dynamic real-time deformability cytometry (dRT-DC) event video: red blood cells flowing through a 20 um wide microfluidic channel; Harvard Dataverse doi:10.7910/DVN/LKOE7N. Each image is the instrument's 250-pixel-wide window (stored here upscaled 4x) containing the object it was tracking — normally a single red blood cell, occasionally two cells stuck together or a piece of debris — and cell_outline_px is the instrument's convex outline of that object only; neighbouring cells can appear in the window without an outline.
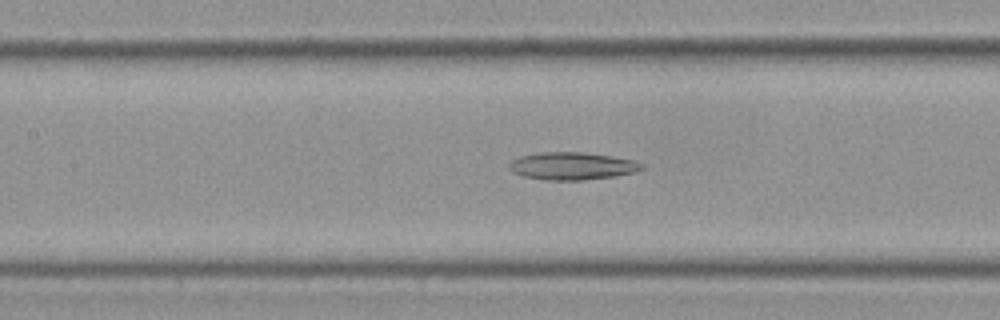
{"species": "Egyptian fruit bat (a non-hibernating species)", "species_latin": "Rousettus aegyptiacus", "temperature_condition": "cold", "stored_images_in_passage": 40, "camera_frame_rate_fps": 3000, "um_per_image_px": 0.085, "frame": {"image": 1, "passage_image": 9, "time_ms": 2.667, "image_size_px": [1000, 320], "cell_outline_px": [[644, 168], [636, 172], [616, 176], [580, 180], [544, 180], [524, 176], [512, 172], [508, 168], [508, 164], [512, 160], [520, 156], [540, 152], [584, 152], [612, 156], [636, 160], [644, 164]], "centroid_in_image_um": [48.65, 14.1], "position_along_channel_um": 158.7, "area_um2": 21.5}}
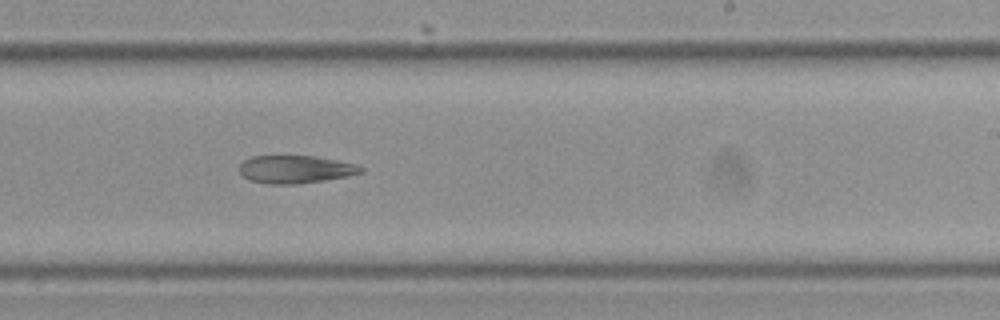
{"frame": {"image": 2, "passage_image": 18, "time_ms": 5.667, "image_size_px": [1000, 320], "cell_outline_px": [[364, 172], [348, 176], [324, 180], [296, 184], [268, 184], [248, 180], [240, 172], [240, 164], [244, 160], [252, 156], [312, 156], [336, 160], [356, 164], [364, 168]], "centroid_in_image_um": [25.11, 14.4], "position_along_channel_um": 263.9, "area_um2": 19.65}}
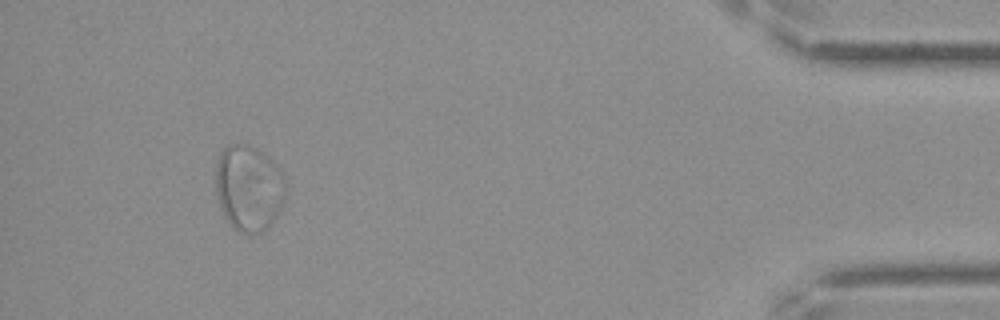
{"frame": {"image": 3, "passage_image": 36, "time_ms": 11.667, "image_size_px": [1000, 320], "cell_outline_px": [[284, 200], [276, 216], [260, 232], [240, 232], [232, 228], [224, 216], [216, 196], [216, 160], [220, 152], [228, 144], [248, 144], [272, 160], [280, 168], [284, 176]], "centroid_in_image_um": [21.11, 15.95], "position_along_channel_um": 414.1, "area_um2": 34.8}, "authors_computed_cell_mechanics": {"area_um2": 22.1374, "velocity_mm_per_s": 3.5164, "shape_relaxation_time_tau1_ms": null, "shape_relaxation_time_tau2_ms": 7.8604, "deformation_change_tau1": null, "deformation_change_tau2": 0.1294}}